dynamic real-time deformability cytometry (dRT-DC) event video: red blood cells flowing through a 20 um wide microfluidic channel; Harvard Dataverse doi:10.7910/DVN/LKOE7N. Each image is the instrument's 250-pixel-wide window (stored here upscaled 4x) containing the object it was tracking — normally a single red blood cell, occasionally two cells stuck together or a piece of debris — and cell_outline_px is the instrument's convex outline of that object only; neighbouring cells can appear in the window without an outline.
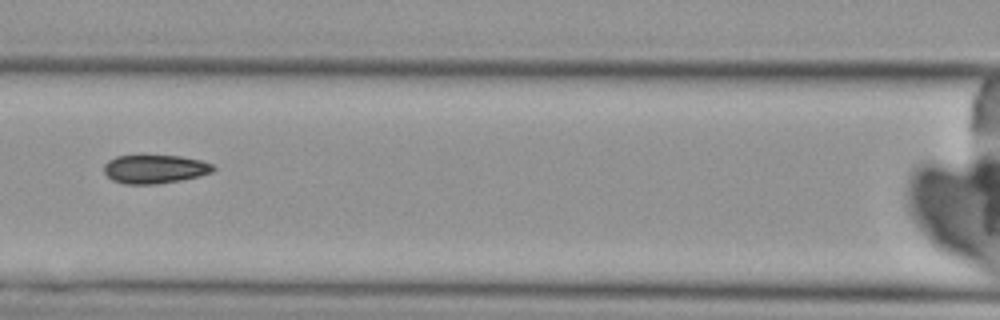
{"species": "Egyptian fruit bat (a non-hibernating species)", "species_latin": "Rousettus aegyptiacus", "temperature_condition": "cold", "stored_images_in_passage": 6, "camera_frame_rate_fps": 3000, "um_per_image_px": 0.085, "animal": {"sex": "female"}, "frame": {"image": 1, "passage_image": 6, "time_ms": 6.667, "image_size_px": [1000, 320], "cell_outline_px": [[216, 168], [212, 172], [200, 176], [180, 180], [156, 184], [124, 184], [112, 180], [104, 172], [104, 164], [108, 160], [116, 156], [180, 156], [200, 160], [212, 164]], "centroid_in_image_um": [13.15, 14.38], "position_along_channel_um": 153.4, "area_um2": 18.15}}